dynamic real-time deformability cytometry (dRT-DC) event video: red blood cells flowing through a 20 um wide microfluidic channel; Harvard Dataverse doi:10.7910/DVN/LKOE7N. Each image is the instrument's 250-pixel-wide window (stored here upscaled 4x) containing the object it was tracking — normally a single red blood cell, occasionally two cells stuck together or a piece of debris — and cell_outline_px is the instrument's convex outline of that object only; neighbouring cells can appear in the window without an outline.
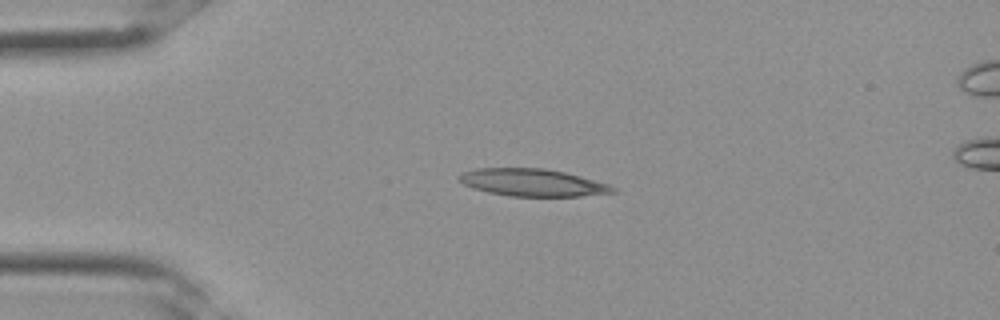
{"species": "Egyptian fruit bat (a non-hibernating species)", "species_latin": "Rousettus aegyptiacus", "temperature_condition": "room temperature", "stored_images_in_passage": 27, "camera_frame_rate_fps": 3000, "um_per_image_px": 0.085, "frame": {"image": 1, "passage_image": 1, "time_ms": 0.0, "image_size_px": [1000, 320], "cell_outline_px": [[616, 192], [580, 196], [508, 196], [488, 192], [472, 188], [464, 184], [456, 176], [460, 172], [476, 168], [544, 168], [564, 172], [580, 176], [608, 184], [616, 188]], "centroid_in_image_um": [45.21, 15.51], "position_along_channel_um": 39.8, "area_um2": 24.51}}
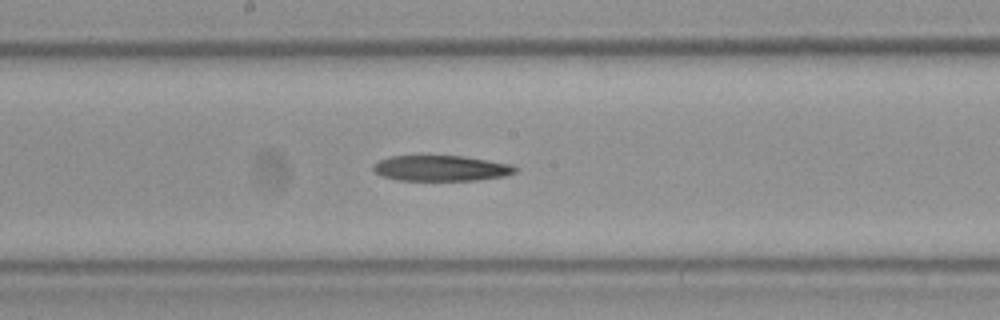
{"frame": {"image": 2, "passage_image": 11, "time_ms": 3.333, "image_size_px": [1000, 320], "cell_outline_px": [[520, 168], [516, 172], [504, 176], [476, 180], [396, 180], [380, 176], [372, 168], [372, 164], [388, 156], [464, 156], [512, 164]], "centroid_in_image_um": [37.49, 14.3], "position_along_channel_um": 210.7, "area_um2": 21.33}}
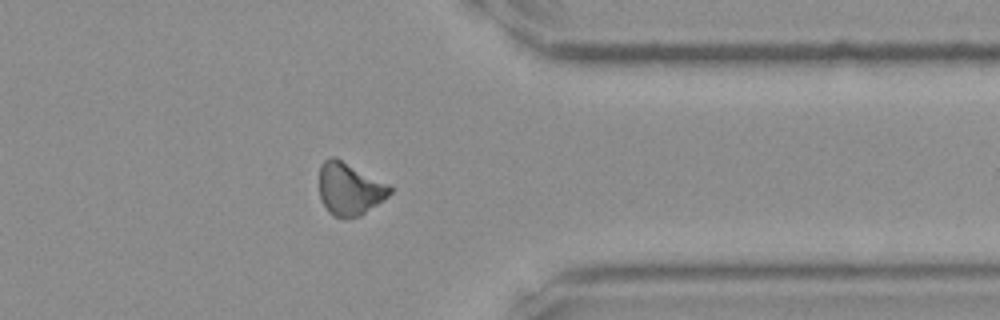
{"frame": {"image": 3, "passage_image": 20, "time_ms": 6.333, "image_size_px": [1000, 320], "cell_outline_px": [[392, 192], [384, 200], [360, 216], [332, 216], [328, 212], [320, 200], [320, 164], [324, 160], [332, 156], [336, 156], [388, 184], [392, 188]], "centroid_in_image_um": [29.7, 16.03], "position_along_channel_um": 381.7, "area_um2": 21.62}}